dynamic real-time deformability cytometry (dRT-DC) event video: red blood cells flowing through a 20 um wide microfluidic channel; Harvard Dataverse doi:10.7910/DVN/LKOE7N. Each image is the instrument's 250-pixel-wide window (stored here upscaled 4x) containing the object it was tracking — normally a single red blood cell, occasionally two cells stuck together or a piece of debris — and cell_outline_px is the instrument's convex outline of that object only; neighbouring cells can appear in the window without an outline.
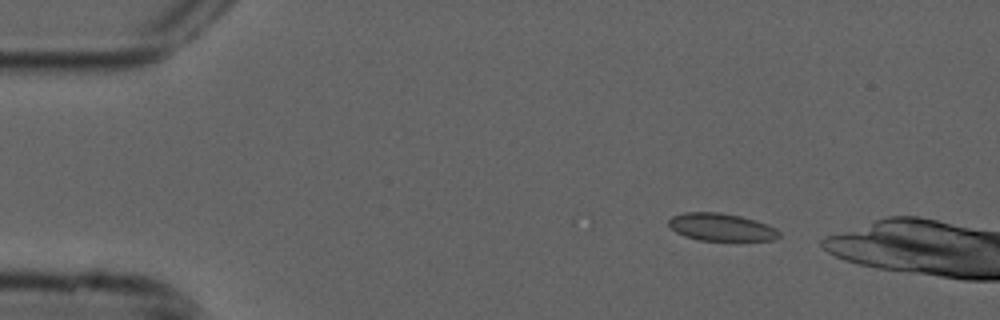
{"species": "common noctule bat (a hibernating species)", "species_latin": "Nyctalus noctula", "temperature_condition": "cold", "stored_images_in_passage": 4, "camera_frame_rate_fps": 3000, "um_per_image_px": 0.085, "animal": {"sex": "male", "forearm_length_mm": 52.5}, "frame": {"image": 1, "passage_image": 1, "time_ms": 0.0, "image_size_px": [1000, 320], "cell_outline_px": [[780, 236], [776, 240], [700, 240], [684, 236], [676, 232], [668, 224], [668, 220], [672, 216], [684, 212], [720, 212], [740, 216], [756, 220], [768, 224], [776, 228], [780, 232]], "centroid_in_image_um": [61.32, 19.3], "position_along_channel_um": 23.7, "area_um2": 17.8}}
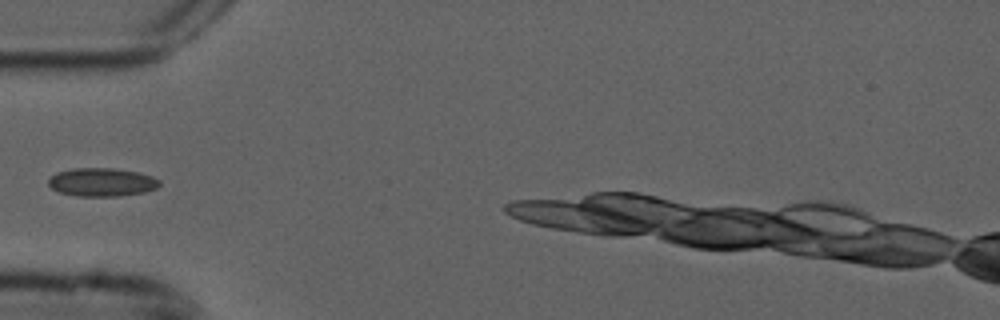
{"frame": {"image": 2, "passage_image": 4, "time_ms": 1.0, "image_size_px": [1000, 320], "cell_outline_px": [[160, 184], [156, 188], [144, 192], [116, 196], [76, 196], [60, 192], [52, 188], [48, 184], [48, 180], [56, 172], [72, 168], [112, 168], [136, 172], [152, 176], [160, 180]], "centroid_in_image_um": [8.64, 15.48], "position_along_channel_um": 76.4, "area_um2": 18.26}}